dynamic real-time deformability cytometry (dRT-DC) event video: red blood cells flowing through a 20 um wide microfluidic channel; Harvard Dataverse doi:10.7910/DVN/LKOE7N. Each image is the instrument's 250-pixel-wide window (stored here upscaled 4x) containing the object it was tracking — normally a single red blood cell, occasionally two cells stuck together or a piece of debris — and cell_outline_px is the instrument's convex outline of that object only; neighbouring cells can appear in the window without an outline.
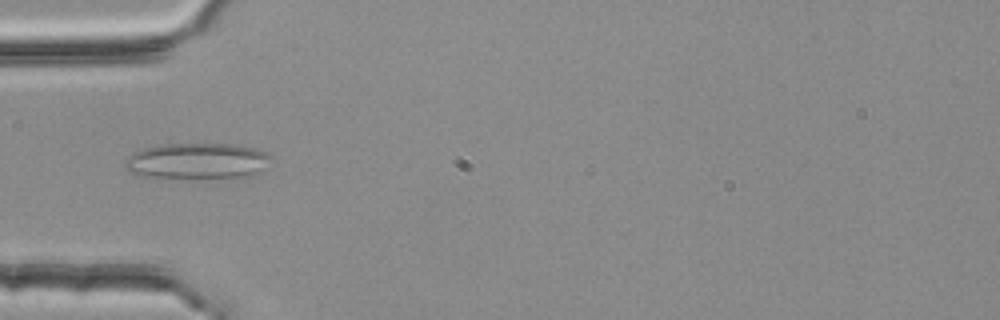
{"species": "common noctule bat (a hibernating species)", "species_latin": "Nyctalus noctula", "temperature_condition": "room temperature", "stored_images_in_passage": 3, "camera_frame_rate_fps": 3000, "um_per_image_px": 0.085, "animal": {"sex": "female", "body_mass_g": 25.1}, "frame": {"image": 1, "passage_image": 2, "time_ms": 0.333, "image_size_px": [1000, 320], "cell_outline_px": [[272, 156], [248, 176], [136, 176], [128, 172], [124, 168], [124, 164], [128, 156], [132, 152], [140, 148], [160, 144], [236, 144], [256, 148], [268, 152]], "centroid_in_image_um": [16.62, 13.63], "position_along_channel_um": 68.4, "area_um2": 29.71}}